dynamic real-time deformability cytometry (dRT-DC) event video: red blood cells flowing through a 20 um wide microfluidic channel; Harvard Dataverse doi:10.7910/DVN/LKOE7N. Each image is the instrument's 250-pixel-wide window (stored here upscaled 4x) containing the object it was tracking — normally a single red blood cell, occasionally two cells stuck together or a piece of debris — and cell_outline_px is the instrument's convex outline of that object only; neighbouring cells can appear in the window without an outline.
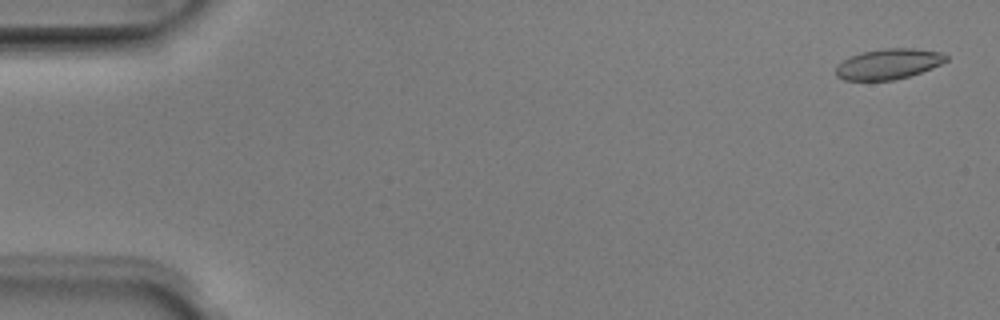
{"species": "Egyptian fruit bat (a non-hibernating species)", "species_latin": "Rousettus aegyptiacus", "temperature_condition": "room temperature", "stored_images_in_passage": 13, "camera_frame_rate_fps": 3000, "um_per_image_px": 0.085, "animal": {"sex": "male"}, "frame": {"image": 1, "passage_image": 2, "time_ms": 0.333, "image_size_px": [1000, 320], "cell_outline_px": [[948, 60], [932, 68], [908, 76], [892, 80], [844, 80], [836, 76], [836, 64], [848, 56], [864, 52], [884, 48], [916, 48], [940, 52], [948, 56]], "centroid_in_image_um": [75.49, 5.43], "position_along_channel_um": 9.5, "area_um2": 19.59}}